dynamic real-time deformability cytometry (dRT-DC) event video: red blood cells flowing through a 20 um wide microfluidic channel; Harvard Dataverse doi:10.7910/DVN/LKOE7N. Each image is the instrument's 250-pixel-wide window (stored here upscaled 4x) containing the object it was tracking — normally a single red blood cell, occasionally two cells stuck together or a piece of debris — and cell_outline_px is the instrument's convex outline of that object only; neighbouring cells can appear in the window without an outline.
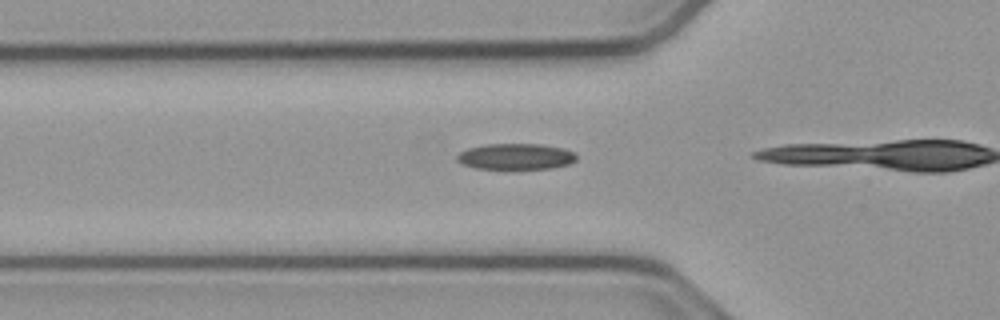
{"species": "common noctule bat (a hibernating species)", "species_latin": "Nyctalus noctula", "temperature_condition": "cold", "stored_images_in_passage": 5, "camera_frame_rate_fps": 3000, "um_per_image_px": 0.085, "animal": {"sex": "male", "body_mass_g": 23.1, "forearm_length_mm": 52.7}, "frame": {"image": 1, "passage_image": 3, "time_ms": 0.667, "image_size_px": [1000, 320], "cell_outline_px": [[576, 160], [568, 164], [548, 168], [476, 168], [464, 164], [456, 160], [456, 156], [460, 152], [468, 148], [488, 144], [540, 144], [564, 148], [572, 152], [576, 156]], "centroid_in_image_um": [43.83, 13.29], "position_along_channel_um": 82.0, "area_um2": 17.74}}